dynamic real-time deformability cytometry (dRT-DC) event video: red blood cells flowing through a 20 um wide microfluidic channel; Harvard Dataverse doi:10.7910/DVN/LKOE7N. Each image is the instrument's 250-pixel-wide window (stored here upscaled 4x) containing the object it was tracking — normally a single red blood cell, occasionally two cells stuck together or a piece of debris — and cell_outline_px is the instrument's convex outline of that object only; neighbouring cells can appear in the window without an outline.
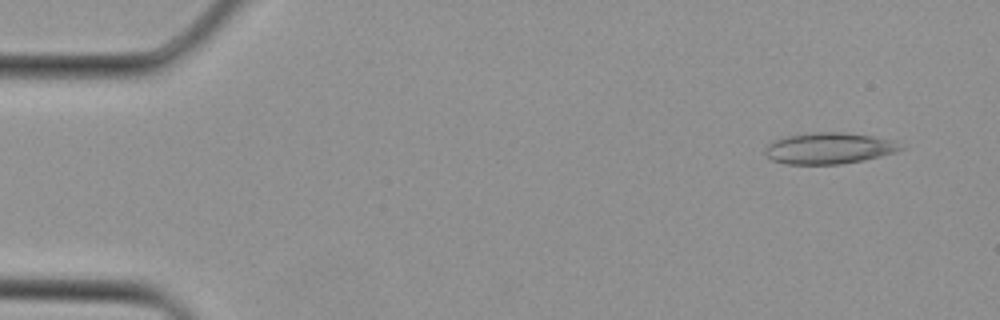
{"species": "Egyptian fruit bat (a non-hibernating species)", "species_latin": "Rousettus aegyptiacus", "temperature_condition": "cold", "stored_images_in_passage": 17, "camera_frame_rate_fps": 3000, "um_per_image_px": 0.085, "animal": {"sex": "female"}, "frame": {"image": 1, "passage_image": 3, "time_ms": 0.667, "image_size_px": [1000, 320], "cell_outline_px": [[908, 148], [896, 152], [864, 160], [840, 164], [784, 164], [772, 160], [764, 152], [764, 148], [768, 144], [776, 140], [788, 136], [816, 132], [844, 132], [872, 136], [896, 140]], "centroid_in_image_um": [70.54, 12.6], "position_along_channel_um": 14.5, "area_um2": 24.85}}
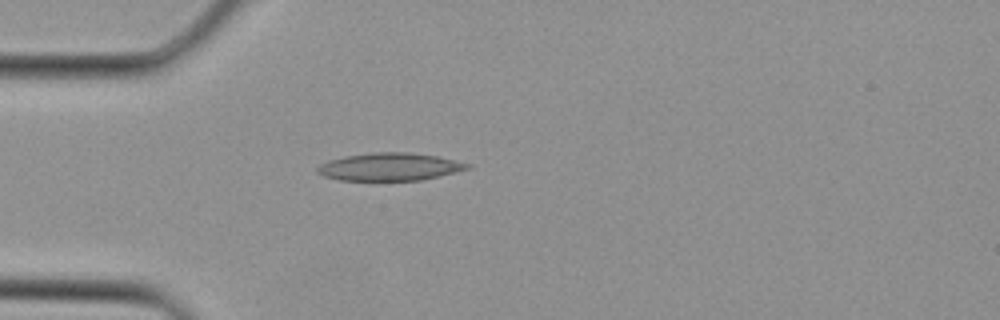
{"frame": {"image": 2, "passage_image": 11, "time_ms": 3.333, "image_size_px": [1000, 320], "cell_outline_px": [[472, 168], [420, 180], [340, 180], [324, 176], [316, 172], [316, 168], [320, 164], [328, 160], [344, 156], [372, 152], [408, 152], [436, 156], [472, 164]], "centroid_in_image_um": [33.1, 14.17], "position_along_channel_um": 51.9, "area_um2": 24.16}}
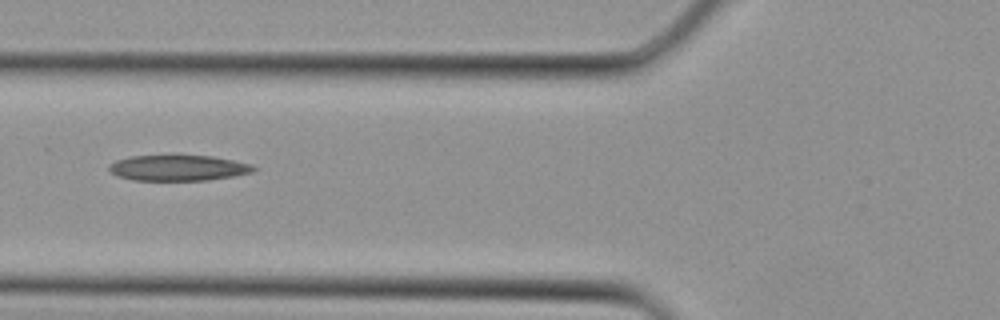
{"frame": {"image": 3, "passage_image": 15, "time_ms": 4.667, "image_size_px": [1000, 320], "cell_outline_px": [[256, 168], [252, 172], [232, 176], [208, 180], [132, 180], [116, 176], [108, 168], [116, 160], [132, 156], [212, 156], [252, 164]], "centroid_in_image_um": [15.15, 14.28], "position_along_channel_um": 110.7, "area_um2": 21.33}}